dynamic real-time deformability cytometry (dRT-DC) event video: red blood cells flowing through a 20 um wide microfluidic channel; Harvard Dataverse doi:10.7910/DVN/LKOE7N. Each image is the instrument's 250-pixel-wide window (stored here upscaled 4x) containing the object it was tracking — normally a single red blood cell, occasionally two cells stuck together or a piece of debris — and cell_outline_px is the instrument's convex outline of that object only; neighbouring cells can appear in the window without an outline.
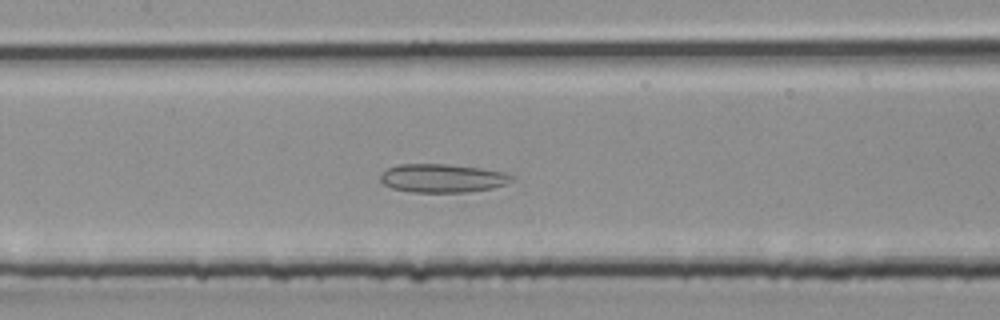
{"species": "common noctule bat (a hibernating species)", "species_latin": "Nyctalus noctula", "temperature_condition": "room temperature", "stored_images_in_passage": 34, "camera_frame_rate_fps": 3000, "um_per_image_px": 0.085, "animal": {"sex": "male", "body_mass_g": 20.4}, "frame": {"image": 1, "passage_image": 16, "time_ms": 5.0, "image_size_px": [1000, 320], "cell_outline_px": [[516, 176], [508, 184], [492, 188], [468, 192], [412, 192], [392, 188], [384, 184], [380, 180], [380, 176], [388, 168], [396, 164], [448, 164], [480, 168], [504, 172]], "centroid_in_image_um": [37.64, 15.14], "position_along_channel_um": 169.8, "area_um2": 21.91}}
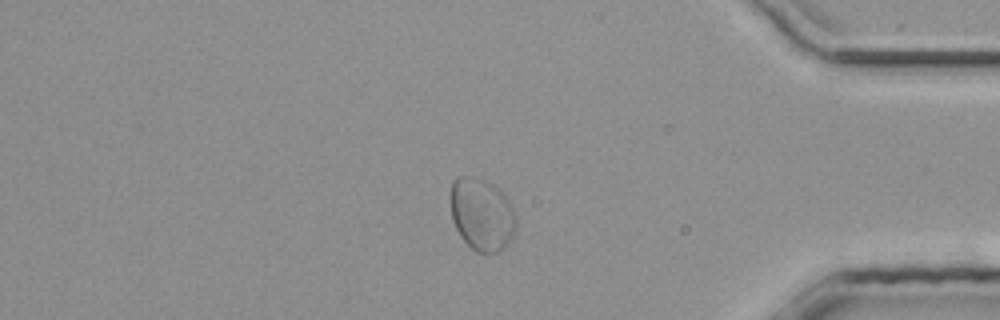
{"frame": {"image": 2, "passage_image": 29, "time_ms": 9.333, "image_size_px": [1000, 320], "cell_outline_px": [[516, 224], [512, 236], [496, 252], [476, 252], [460, 236], [452, 220], [452, 180], [460, 176], [468, 176], [488, 180], [504, 192], [512, 208], [516, 220]], "centroid_in_image_um": [40.95, 18.18], "position_along_channel_um": 394.3, "area_um2": 27.22}}
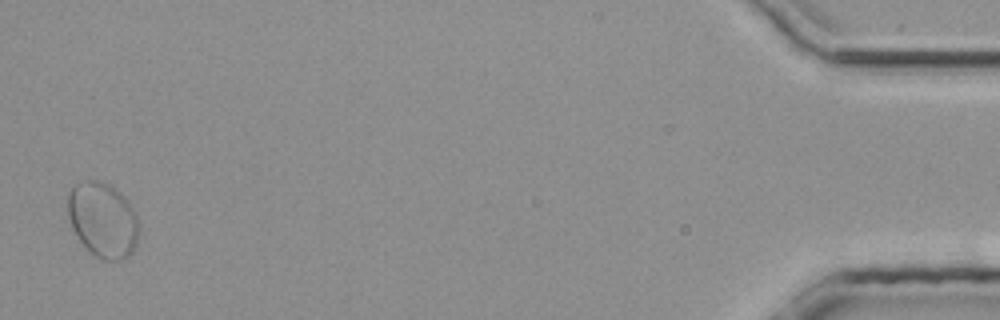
{"frame": {"image": 3, "passage_image": 34, "time_ms": 11.0, "image_size_px": [1000, 320], "cell_outline_px": [[136, 244], [132, 252], [128, 256], [120, 260], [100, 260], [88, 252], [72, 228], [68, 216], [68, 192], [76, 184], [92, 180], [100, 180], [116, 188], [128, 200], [136, 212]], "centroid_in_image_um": [8.72, 18.69], "position_along_channel_um": 426.5, "area_um2": 31.04}}